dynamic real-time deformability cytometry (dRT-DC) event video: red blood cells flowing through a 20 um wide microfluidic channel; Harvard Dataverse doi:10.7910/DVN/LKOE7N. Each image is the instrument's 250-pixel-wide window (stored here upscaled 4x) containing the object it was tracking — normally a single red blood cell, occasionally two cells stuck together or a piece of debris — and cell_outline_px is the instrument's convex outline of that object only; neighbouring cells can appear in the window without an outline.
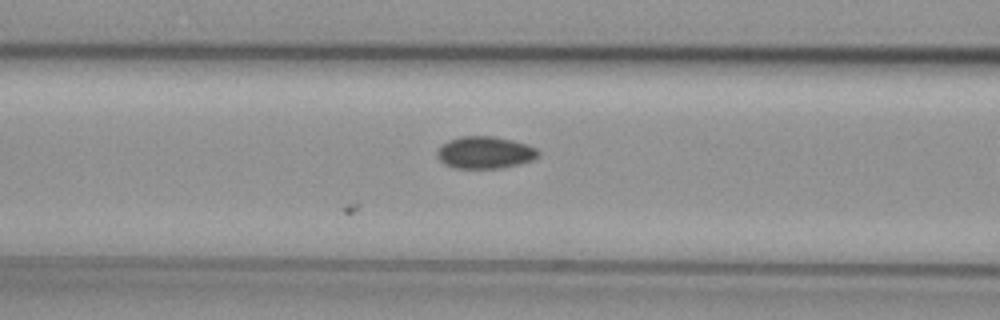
{"species": "common noctule bat (a hibernating species)", "species_latin": "Nyctalus noctula", "temperature_condition": "cold", "stored_images_in_passage": 11, "camera_frame_rate_fps": 3000, "um_per_image_px": 0.085, "animal": {"sex": "female", "body_mass_g": 29.2, "forearm_length_mm": 56.3}, "frame": {"image": 1, "passage_image": 11, "time_ms": 3.333, "image_size_px": [1000, 320], "cell_outline_px": [[540, 152], [532, 160], [520, 164], [500, 168], [456, 168], [444, 164], [436, 156], [436, 152], [448, 140], [460, 136], [492, 136], [512, 140], [528, 144], [536, 148]], "centroid_in_image_um": [41.22, 12.96], "position_along_channel_um": 125.4, "area_um2": 18.9}}